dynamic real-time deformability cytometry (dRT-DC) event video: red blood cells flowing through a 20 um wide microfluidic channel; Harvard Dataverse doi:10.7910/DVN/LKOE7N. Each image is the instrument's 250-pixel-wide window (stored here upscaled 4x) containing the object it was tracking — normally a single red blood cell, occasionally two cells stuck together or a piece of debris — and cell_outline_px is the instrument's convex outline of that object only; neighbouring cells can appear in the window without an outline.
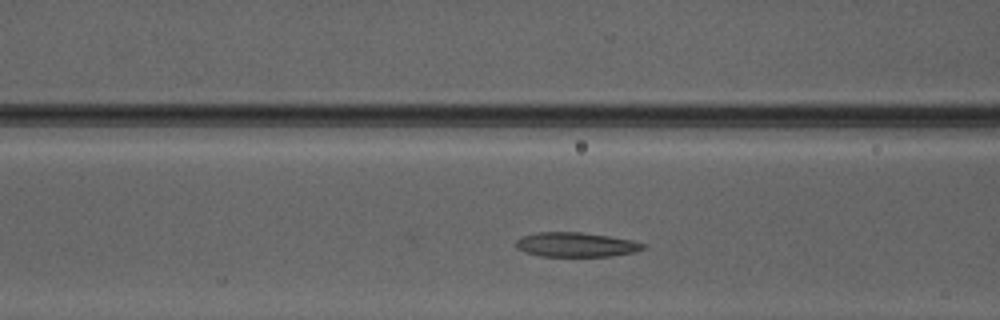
{"species": "Egyptian fruit bat (a non-hibernating species)", "species_latin": "Rousettus aegyptiacus", "temperature_condition": "warm", "stored_images_in_passage": 28, "camera_frame_rate_fps": 3000, "um_per_image_px": 0.085, "animal": {"sex": "male"}, "frame": {"image": 1, "passage_image": 8, "time_ms": 2.333, "image_size_px": [1000, 320], "cell_outline_px": [[648, 248], [636, 252], [612, 256], [540, 256], [516, 248], [516, 240], [520, 236], [540, 232], [580, 232], [608, 236], [632, 240], [648, 244]], "centroid_in_image_um": [49.03, 20.79], "position_along_channel_um": 117.6, "area_um2": 18.26}}
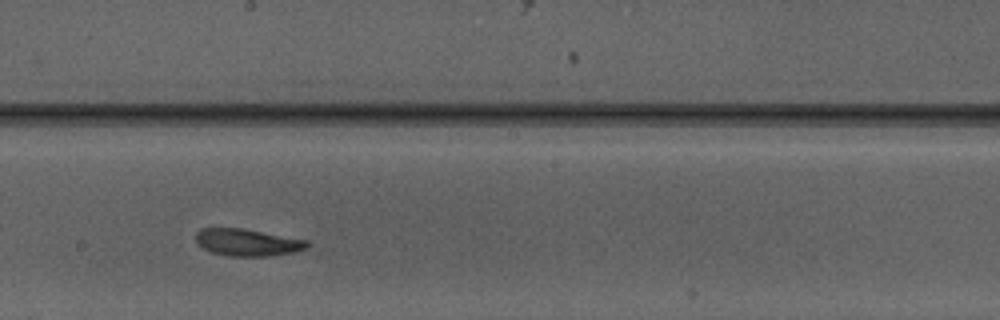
{"frame": {"image": 2, "passage_image": 16, "time_ms": 5.0, "image_size_px": [1000, 320], "cell_outline_px": [[308, 248], [296, 252], [268, 256], [228, 256], [212, 252], [204, 248], [196, 240], [196, 232], [200, 228], [240, 228], [308, 240]], "centroid_in_image_um": [21.05, 20.61], "position_along_channel_um": 227.1, "area_um2": 17.46}}
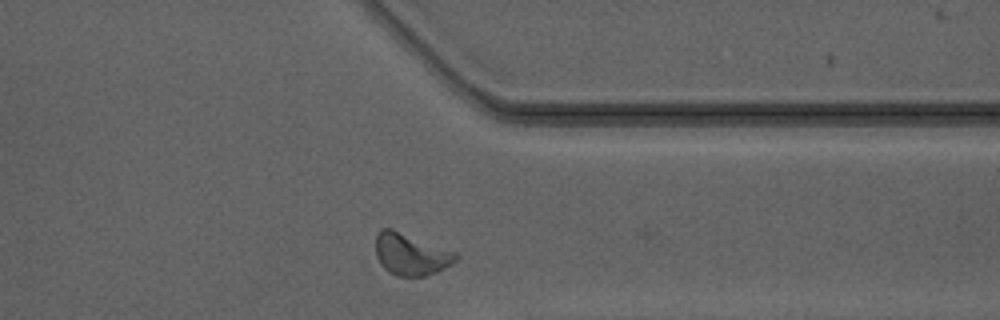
{"frame": {"image": 3, "passage_image": 27, "time_ms": 8.667, "image_size_px": [1000, 320], "cell_outline_px": [[460, 256], [452, 264], [436, 272], [424, 276], [396, 276], [388, 272], [380, 264], [376, 256], [376, 232], [380, 228], [392, 228], [456, 252]], "centroid_in_image_um": [34.9, 21.6], "position_along_channel_um": 376.5, "area_um2": 19.71}, "authors_computed_cell_mechanics": {"area_um2": 18.2648, "velocity_mm_per_s": 4.1188, "shape_relaxation_time_tau1_ms": 3.26, "shape_relaxation_time_tau2_ms": 1.5607, "deformation_change_tau1": 0.1106, "deformation_change_tau2": 0.077}}